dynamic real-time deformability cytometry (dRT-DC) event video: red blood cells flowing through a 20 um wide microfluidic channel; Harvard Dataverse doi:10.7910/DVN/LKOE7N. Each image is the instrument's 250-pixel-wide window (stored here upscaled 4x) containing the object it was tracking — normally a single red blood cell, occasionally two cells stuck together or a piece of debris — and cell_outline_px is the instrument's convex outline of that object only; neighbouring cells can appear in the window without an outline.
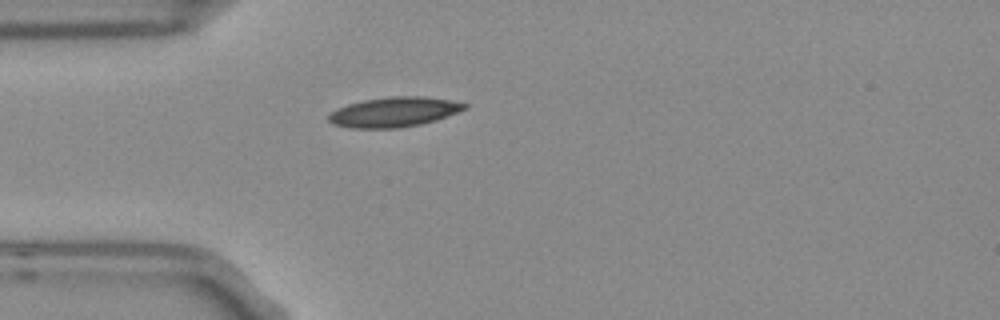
{"species": "Egyptian fruit bat (a non-hibernating species)", "species_latin": "Rousettus aegyptiacus", "temperature_condition": "room temperature", "stored_images_in_passage": 1, "camera_frame_rate_fps": 3000, "um_per_image_px": 0.085, "frame": {"image": 1, "passage_image": 1, "time_ms": 0.0, "image_size_px": [1000, 320], "cell_outline_px": [[468, 108], [436, 120], [420, 124], [400, 128], [352, 128], [332, 124], [328, 120], [328, 116], [336, 108], [348, 104], [364, 100], [388, 96], [424, 96], [452, 100], [468, 104]], "centroid_in_image_um": [33.5, 9.51], "position_along_channel_um": 51.5, "area_um2": 23.76}}